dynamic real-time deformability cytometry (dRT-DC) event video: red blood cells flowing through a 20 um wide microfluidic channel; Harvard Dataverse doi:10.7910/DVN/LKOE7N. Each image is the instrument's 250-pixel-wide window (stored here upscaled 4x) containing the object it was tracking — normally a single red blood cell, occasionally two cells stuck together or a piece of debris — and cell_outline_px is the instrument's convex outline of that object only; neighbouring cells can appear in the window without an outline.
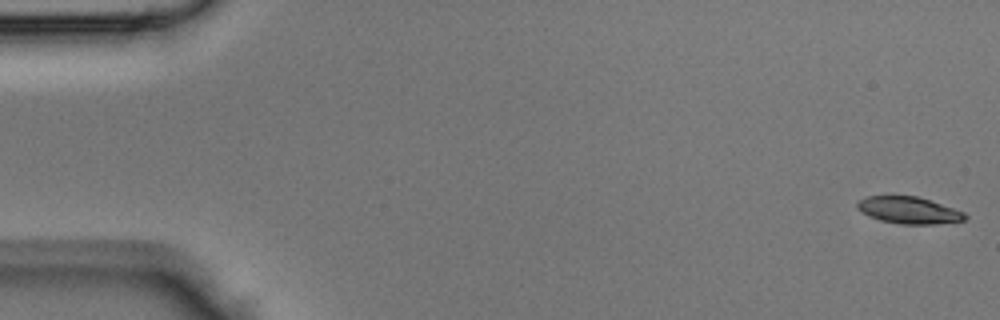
{"species": "Egyptian fruit bat (a non-hibernating species)", "species_latin": "Rousettus aegyptiacus", "temperature_condition": "room temperature", "stored_images_in_passage": 9, "camera_frame_rate_fps": 3000, "um_per_image_px": 0.085, "animal": {"sex": "male"}, "frame": {"image": 1, "passage_image": 1, "time_ms": 0.0, "image_size_px": [1000, 320], "cell_outline_px": [[968, 216], [964, 220], [936, 224], [900, 224], [880, 220], [856, 208], [856, 200], [864, 196], [916, 196], [964, 212]], "centroid_in_image_um": [77.21, 17.86], "position_along_channel_um": 7.8, "area_um2": 16.65}}